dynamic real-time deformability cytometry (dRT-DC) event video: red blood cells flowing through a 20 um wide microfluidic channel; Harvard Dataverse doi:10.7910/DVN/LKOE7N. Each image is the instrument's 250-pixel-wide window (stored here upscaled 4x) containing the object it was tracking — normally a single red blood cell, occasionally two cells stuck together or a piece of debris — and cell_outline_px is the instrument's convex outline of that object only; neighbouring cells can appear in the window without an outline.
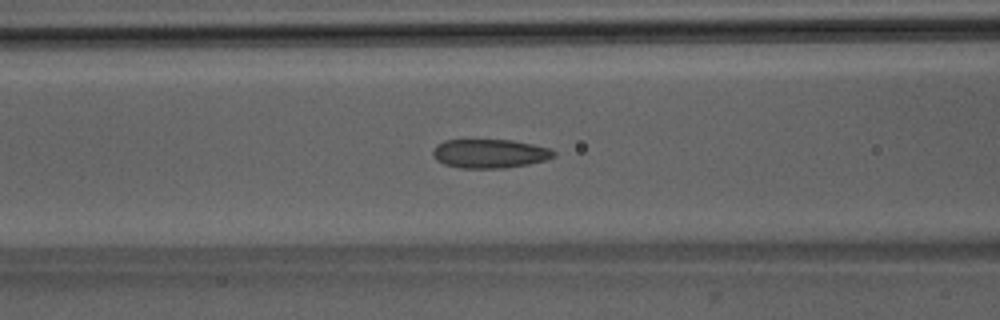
{"species": "Egyptian fruit bat (a non-hibernating species)", "species_latin": "Rousettus aegyptiacus", "temperature_condition": "room temperature", "stored_images_in_passage": 47, "camera_frame_rate_fps": 3000, "um_per_image_px": 0.085, "animal": {"sex": "male"}, "frame": {"image": 1, "passage_image": 17, "time_ms": 5.333, "image_size_px": [1000, 320], "cell_outline_px": [[556, 156], [544, 160], [528, 164], [504, 168], [460, 168], [444, 164], [436, 160], [432, 152], [436, 144], [444, 140], [512, 140], [552, 148], [556, 152]], "centroid_in_image_um": [41.63, 13.05], "position_along_channel_um": 125.0, "area_um2": 20.46}}
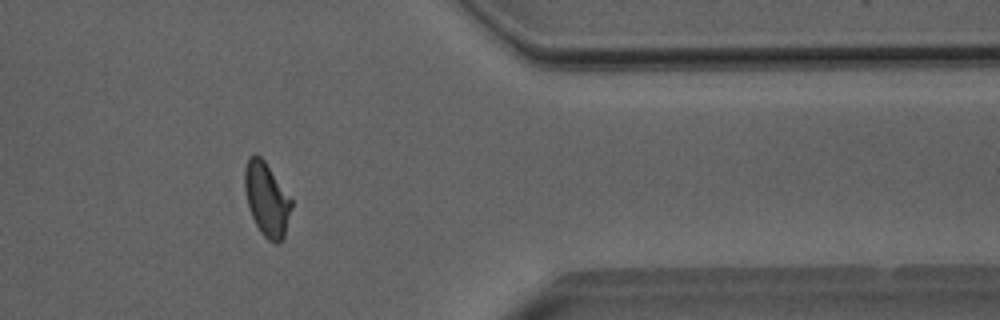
{"frame": {"image": 2, "passage_image": 38, "time_ms": 12.333, "image_size_px": [1000, 320], "cell_outline_px": [[292, 208], [284, 236], [276, 244], [268, 240], [260, 232], [252, 216], [248, 204], [244, 188], [244, 168], [248, 156], [256, 152], [264, 160], [292, 200]], "centroid_in_image_um": [22.65, 16.91], "position_along_channel_um": 388.7, "area_um2": 20.0}}
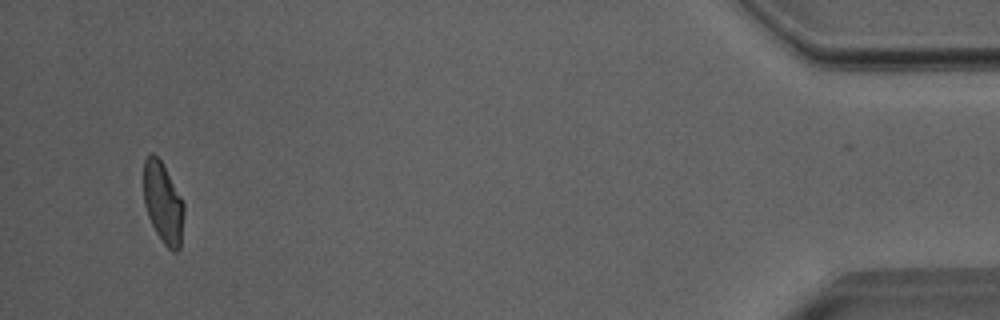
{"frame": {"image": 3, "passage_image": 45, "time_ms": 14.667, "image_size_px": [1000, 320], "cell_outline_px": [[184, 216], [180, 248], [176, 252], [172, 252], [160, 240], [148, 216], [144, 204], [144, 160], [152, 152], [160, 160], [180, 196], [184, 204]], "centroid_in_image_um": [13.86, 17.3], "position_along_channel_um": 421.3, "area_um2": 18.84}, "authors_computed_cell_mechanics": {"area_um2": 20.1722, "velocity_mm_per_s": 4.0212, "shape_relaxation_time_tau1_ms": 8.5676, "shape_relaxation_time_tau2_ms": 1.0974, "deformation_change_tau1": 0.1939, "deformation_change_tau2": 0.0642}}